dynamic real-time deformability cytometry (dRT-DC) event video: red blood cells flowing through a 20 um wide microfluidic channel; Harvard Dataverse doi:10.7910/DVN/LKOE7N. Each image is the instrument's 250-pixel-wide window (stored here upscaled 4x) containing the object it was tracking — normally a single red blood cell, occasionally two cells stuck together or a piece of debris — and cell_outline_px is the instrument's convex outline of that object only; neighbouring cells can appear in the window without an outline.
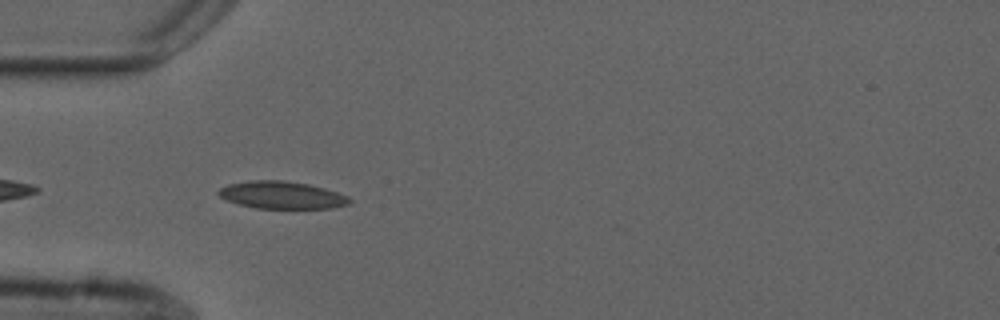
{"species": "common noctule bat (a hibernating species)", "species_latin": "Nyctalus noctula", "temperature_condition": "cold", "stored_images_in_passage": 35, "camera_frame_rate_fps": 3000, "um_per_image_px": 0.085, "animal": {"sex": "male", "forearm_length_mm": 52.5}, "frame": {"image": 1, "passage_image": 3, "time_ms": 0.667, "image_size_px": [1000, 320], "cell_outline_px": [[352, 200], [348, 204], [332, 208], [256, 208], [240, 204], [228, 200], [220, 196], [216, 192], [220, 188], [228, 184], [252, 180], [284, 180], [308, 184], [324, 188], [348, 196]], "centroid_in_image_um": [23.96, 16.57], "position_along_channel_um": 61.0, "area_um2": 20.75}}
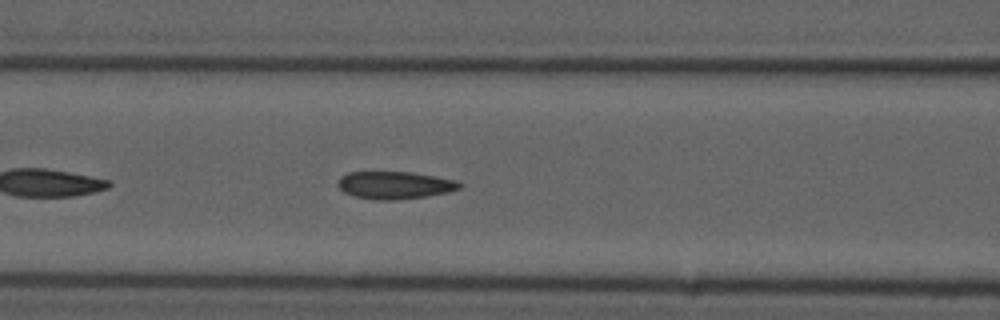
{"frame": {"image": 2, "passage_image": 9, "time_ms": 2.667, "image_size_px": [1000, 320], "cell_outline_px": [[464, 184], [460, 188], [448, 192], [428, 196], [392, 200], [376, 200], [356, 196], [344, 192], [336, 184], [340, 176], [348, 172], [408, 172], [436, 176], [456, 180]], "centroid_in_image_um": [33.56, 15.73], "position_along_channel_um": 133.0, "area_um2": 19.54}}
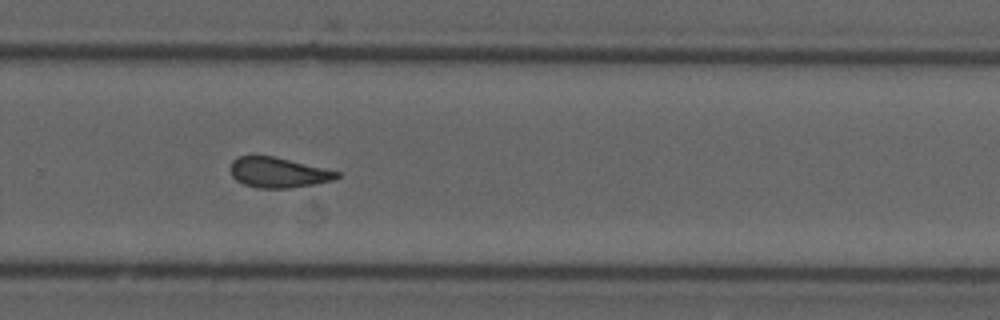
{"frame": {"image": 3, "passage_image": 23, "time_ms": 7.333, "image_size_px": [1000, 320], "cell_outline_px": [[340, 176], [332, 180], [292, 188], [256, 188], [244, 184], [236, 180], [232, 176], [232, 160], [236, 156], [256, 152], [340, 172]], "centroid_in_image_um": [23.57, 14.63], "position_along_channel_um": 306.2, "area_um2": 19.02}, "authors_computed_cell_mechanics": {"area_um2": 19.2474, "velocity_mm_per_s": 3.7211, "shape_relaxation_time_tau1_ms": 7.2256, "shape_relaxation_time_tau2_ms": 1.8697, "deformation_change_tau1": 0.1647, "deformation_change_tau2": 0.0909}}